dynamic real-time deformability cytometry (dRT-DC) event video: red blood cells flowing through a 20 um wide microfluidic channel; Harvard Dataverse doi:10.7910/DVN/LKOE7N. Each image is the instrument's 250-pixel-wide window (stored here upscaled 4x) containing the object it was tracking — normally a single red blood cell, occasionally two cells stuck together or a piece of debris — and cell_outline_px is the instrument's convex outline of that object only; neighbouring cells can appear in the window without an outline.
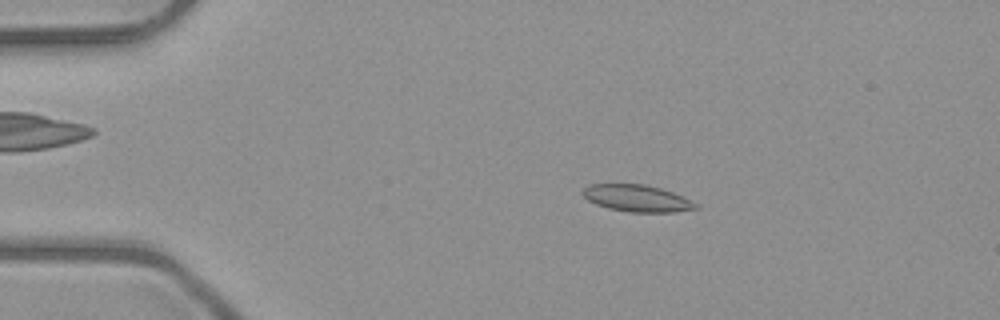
{"species": "common noctule bat (a hibernating species)", "species_latin": "Nyctalus noctula", "temperature_condition": "room temperature", "stored_images_in_passage": 52, "camera_frame_rate_fps": 3000, "um_per_image_px": 0.085, "animal": {"sex": "male", "body_mass_g": 23.1, "forearm_length_mm": 52.7}, "frame": {"image": 1, "passage_image": 10, "time_ms": 3.0, "image_size_px": [1000, 320], "cell_outline_px": [[700, 208], [676, 212], [632, 212], [608, 208], [596, 204], [588, 200], [580, 192], [588, 184], [644, 184], [660, 188], [672, 192], [692, 200]], "centroid_in_image_um": [54.14, 16.85], "position_along_channel_um": 30.9, "area_um2": 17.69}}
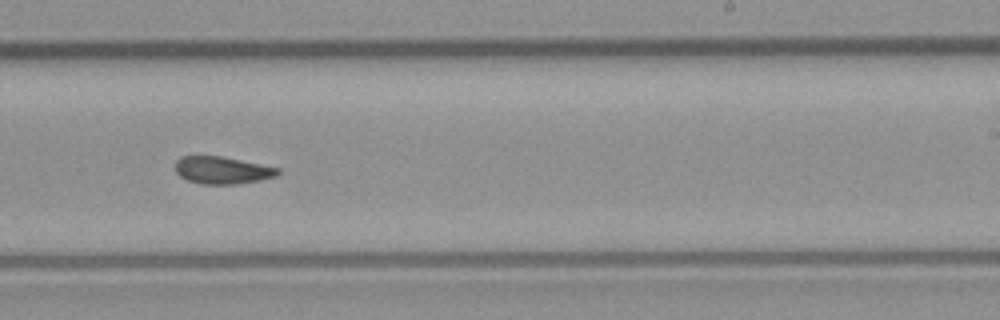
{"frame": {"image": 2, "passage_image": 32, "time_ms": 10.333, "image_size_px": [1000, 320], "cell_outline_px": [[280, 172], [276, 176], [260, 180], [236, 184], [204, 184], [188, 180], [180, 176], [176, 172], [176, 160], [180, 156], [220, 156], [280, 168]], "centroid_in_image_um": [18.89, 14.47], "position_along_channel_um": 270.1, "area_um2": 16.18}}
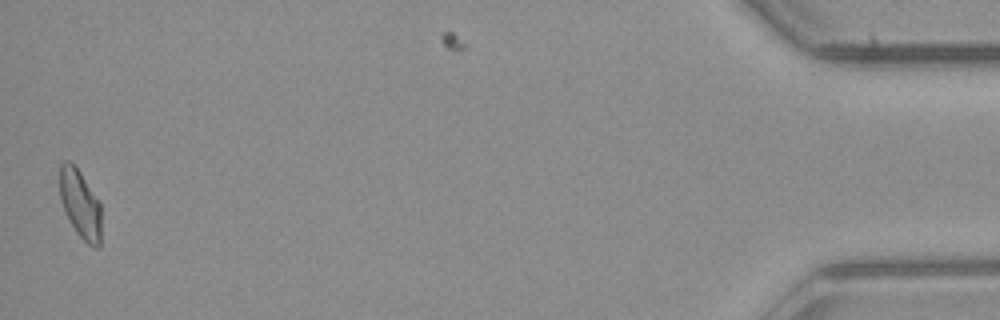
{"frame": {"image": 3, "passage_image": 51, "time_ms": 16.667, "image_size_px": [1000, 320], "cell_outline_px": [[100, 248], [96, 248], [88, 244], [76, 232], [64, 208], [60, 196], [60, 164], [64, 160], [68, 160], [80, 172], [100, 200]], "centroid_in_image_um": [6.84, 17.33], "position_along_channel_um": 428.4, "area_um2": 16.36}, "authors_computed_cell_mechanics": {"area_um2": 17.0799, "velocity_mm_per_s": 4.0242, "shape_relaxation_time_tau1_ms": null, "shape_relaxation_time_tau2_ms": 2.6013, "deformation_change_tau1": null, "deformation_change_tau2": 0.0698}}